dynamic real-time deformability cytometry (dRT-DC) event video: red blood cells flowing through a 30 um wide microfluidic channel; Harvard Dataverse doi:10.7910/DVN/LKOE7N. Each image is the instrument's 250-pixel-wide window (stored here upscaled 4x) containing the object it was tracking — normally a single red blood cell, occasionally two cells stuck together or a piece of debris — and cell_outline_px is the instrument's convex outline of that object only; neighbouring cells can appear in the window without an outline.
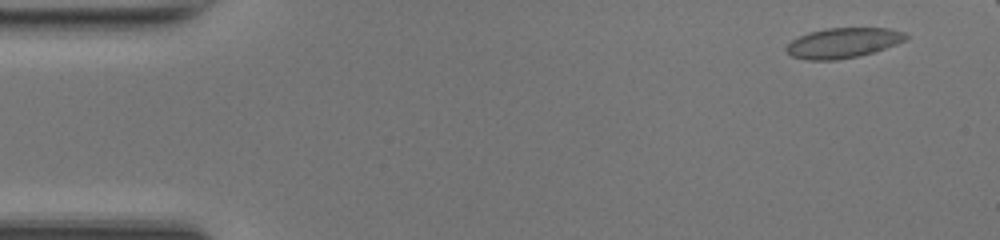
{"species": "common noctule bat (a hibernating species)", "species_latin": "Nyctalus noctula", "temperature_condition": "room temperature", "stored_images_in_passage": 44, "camera_frame_rate_fps": 3000, "um_per_image_px": 0.085, "animal": {"sex": "female", "body_mass_g": 17.0, "forearm_length_mm": 48.0}, "frame": {"image": 1, "passage_image": 3, "time_ms": 0.667, "image_size_px": [1000, 240], "cell_outline_px": [[908, 40], [876, 52], [860, 56], [836, 60], [804, 60], [792, 56], [784, 48], [792, 40], [808, 32], [828, 28], [888, 28], [904, 32], [908, 36]], "centroid_in_image_um": [71.69, 3.65], "position_along_channel_um": 13.3, "area_um2": 21.21}}
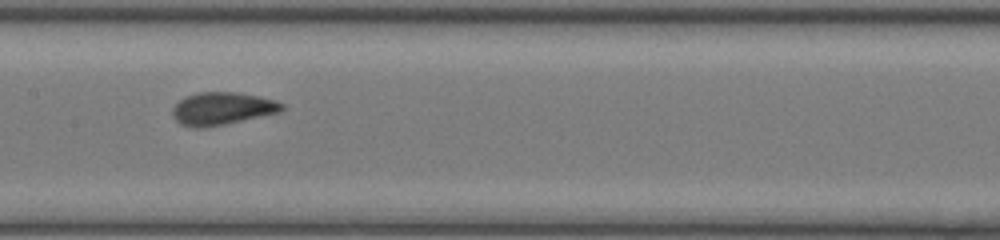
{"frame": {"image": 2, "passage_image": 24, "time_ms": 7.667, "image_size_px": [1000, 240], "cell_outline_px": [[284, 108], [280, 112], [224, 124], [200, 128], [196, 128], [180, 124], [172, 116], [172, 108], [180, 100], [188, 96], [200, 92], [236, 92], [260, 96], [276, 100], [284, 104]], "centroid_in_image_um": [18.89, 9.22], "position_along_channel_um": 188.5, "area_um2": 20.69}}
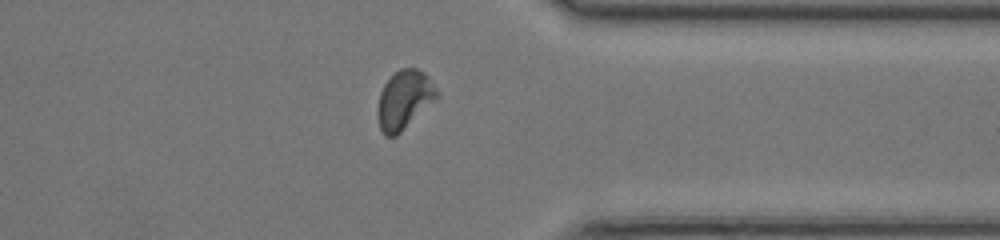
{"frame": {"image": 3, "passage_image": 38, "time_ms": 12.333, "image_size_px": [1000, 240], "cell_outline_px": [[440, 96], [396, 136], [384, 136], [380, 128], [376, 112], [380, 92], [384, 84], [400, 68], [416, 68], [424, 72], [428, 76], [440, 92]], "centroid_in_image_um": [34.37, 8.48], "position_along_channel_um": 377.0, "area_um2": 20.35}, "authors_computed_cell_mechanics": {"area_um2": 20.4901, "velocity_mm_per_s": 4.2112, "shape_relaxation_time_tau1_ms": 4.0054, "shape_relaxation_time_tau2_ms": 1.1454, "deformation_change_tau1": 0.1102, "deformation_change_tau2": 0.0534}}